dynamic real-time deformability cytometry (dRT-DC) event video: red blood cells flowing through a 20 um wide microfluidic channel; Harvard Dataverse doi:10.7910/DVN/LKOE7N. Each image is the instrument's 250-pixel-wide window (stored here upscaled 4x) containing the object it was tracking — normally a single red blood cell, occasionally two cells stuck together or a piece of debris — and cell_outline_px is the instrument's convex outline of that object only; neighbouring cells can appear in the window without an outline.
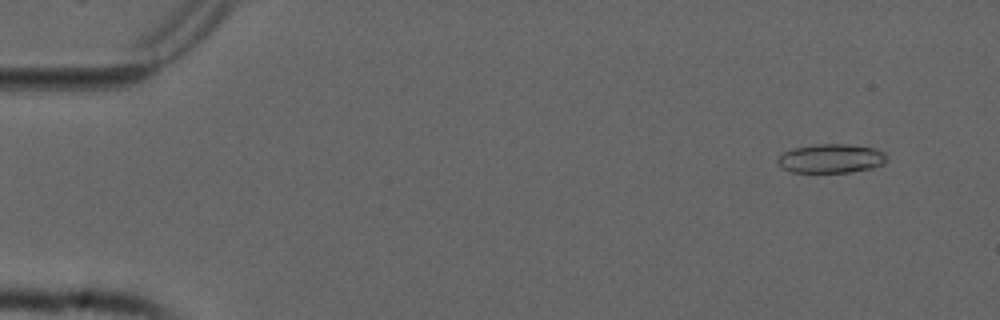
{"species": "common noctule bat (a hibernating species)", "species_latin": "Nyctalus noctula", "temperature_condition": "cold", "stored_images_in_passage": 55, "camera_frame_rate_fps": 3000, "um_per_image_px": 0.085, "animal": {"sex": "male", "forearm_length_mm": 52.5}, "frame": {"image": 1, "passage_image": 5, "time_ms": 1.333, "image_size_px": [1000, 320], "cell_outline_px": [[888, 160], [884, 164], [872, 168], [848, 172], [792, 172], [784, 168], [776, 160], [784, 152], [796, 148], [816, 144], [848, 144], [876, 148], [884, 152], [888, 156]], "centroid_in_image_um": [70.72, 13.47], "position_along_channel_um": 14.3, "area_um2": 18.38}}
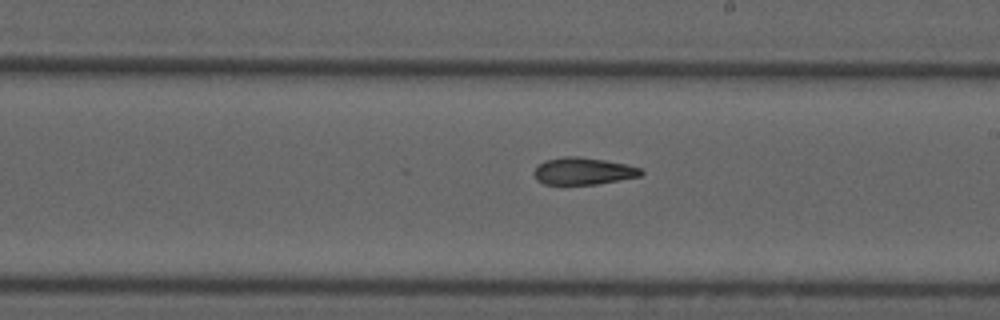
{"frame": {"image": 2, "passage_image": 32, "time_ms": 10.333, "image_size_px": [1000, 320], "cell_outline_px": [[644, 172], [640, 176], [596, 184], [544, 184], [536, 180], [532, 172], [544, 160], [564, 156], [580, 156], [628, 164], [640, 168]], "centroid_in_image_um": [49.55, 14.53], "position_along_channel_um": 239.4, "area_um2": 16.94}}
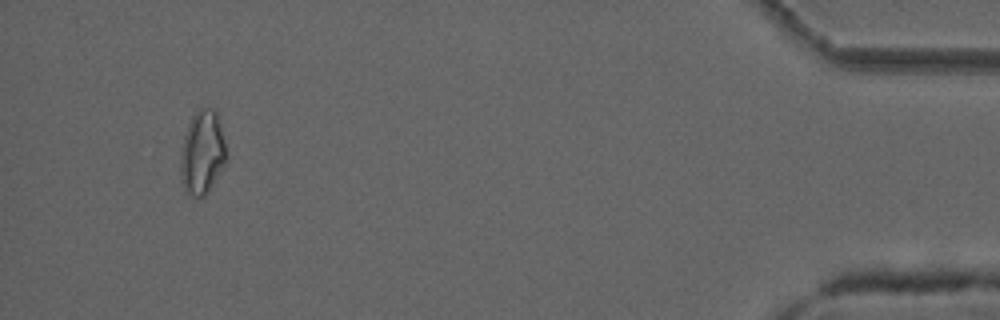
{"frame": {"image": 3, "passage_image": 52, "time_ms": 17.0, "image_size_px": [1000, 320], "cell_outline_px": [[228, 156], [224, 164], [208, 192], [204, 196], [192, 196], [184, 192], [180, 180], [180, 152], [184, 136], [188, 124], [192, 116], [200, 108], [216, 108]], "centroid_in_image_um": [17.18, 12.97], "position_along_channel_um": 418.0, "area_um2": 22.6}, "authors_computed_cell_mechanics": {"area_um2": 18.1492, "velocity_mm_per_s": 3.7711, "shape_relaxation_time_tau1_ms": null, "shape_relaxation_time_tau2_ms": 5.2392, "deformation_change_tau1": null, "deformation_change_tau2": 0.1421}}